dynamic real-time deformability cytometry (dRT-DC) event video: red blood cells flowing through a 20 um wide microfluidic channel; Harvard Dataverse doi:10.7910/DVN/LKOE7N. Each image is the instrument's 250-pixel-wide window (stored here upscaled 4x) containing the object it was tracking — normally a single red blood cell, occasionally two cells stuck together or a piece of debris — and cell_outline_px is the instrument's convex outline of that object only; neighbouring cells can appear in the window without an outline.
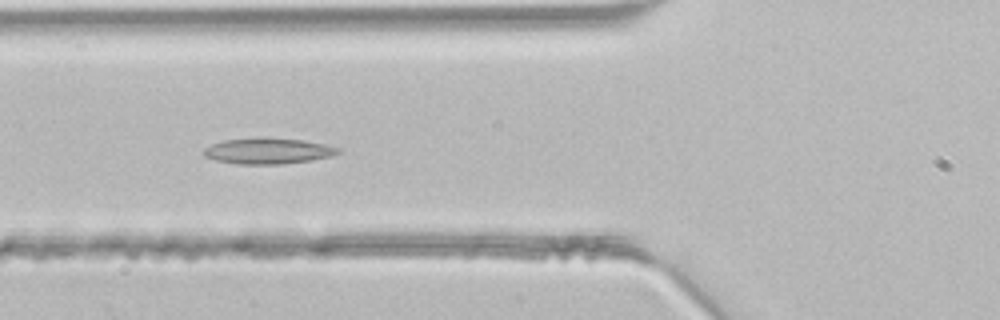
{"species": "common noctule bat (a hibernating species)", "species_latin": "Nyctalus noctula", "temperature_condition": "room temperature", "stored_images_in_passage": 3, "camera_frame_rate_fps": 3000, "um_per_image_px": 0.085, "animal": {"sex": "male", "body_mass_g": 21.5, "forearm_length_mm": 52.0}, "frame": {"image": 1, "passage_image": 3, "time_ms": 0.667, "image_size_px": [1000, 320], "cell_outline_px": [[340, 152], [328, 156], [312, 160], [280, 164], [236, 164], [216, 160], [204, 156], [204, 148], [212, 144], [224, 140], [260, 136], [264, 136], [304, 140], [324, 144], [340, 148]], "centroid_in_image_um": [22.75, 12.81], "position_along_channel_um": 103.0, "area_um2": 20.46}}